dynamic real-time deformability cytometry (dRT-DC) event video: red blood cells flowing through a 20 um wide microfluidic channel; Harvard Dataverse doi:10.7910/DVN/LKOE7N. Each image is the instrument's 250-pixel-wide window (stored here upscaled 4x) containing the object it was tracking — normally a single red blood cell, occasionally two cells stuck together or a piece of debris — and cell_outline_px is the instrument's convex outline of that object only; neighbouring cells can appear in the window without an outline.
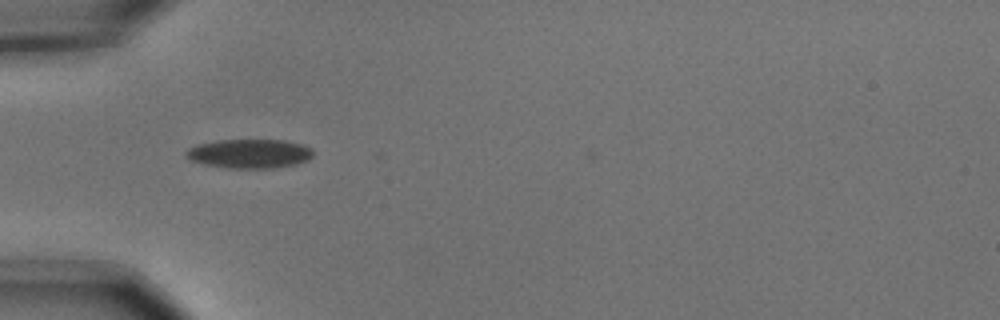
{"species": "common noctule bat (a hibernating species)", "species_latin": "Nyctalus noctula", "temperature_condition": "cold", "stored_images_in_passage": 3, "camera_frame_rate_fps": 3000, "um_per_image_px": 0.085, "animal": {"sex": "male", "body_mass_g": 15.6}, "frame": {"image": 1, "passage_image": 2, "time_ms": 0.333, "image_size_px": [1000, 320], "cell_outline_px": [[312, 156], [308, 160], [296, 164], [272, 168], [228, 168], [204, 164], [192, 160], [184, 156], [184, 152], [188, 148], [196, 144], [220, 140], [284, 140], [304, 144], [312, 148]], "centroid_in_image_um": [21.2, 13.05], "position_along_channel_um": 63.8, "area_um2": 21.68}}
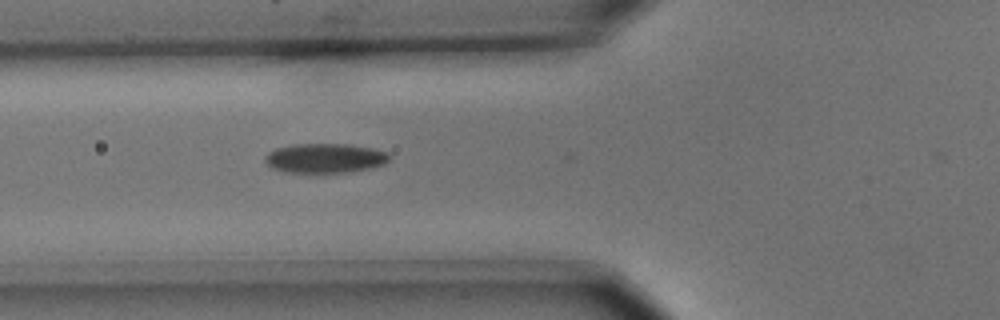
{"frame": {"image": 2, "passage_image": 3, "time_ms": 0.667, "image_size_px": [1000, 320], "cell_outline_px": [[392, 156], [384, 164], [372, 168], [352, 172], [284, 172], [272, 168], [264, 160], [264, 156], [268, 152], [276, 148], [292, 144], [352, 144], [372, 148], [388, 152]], "centroid_in_image_um": [27.65, 13.44], "position_along_channel_um": 98.2, "area_um2": 21.62}}